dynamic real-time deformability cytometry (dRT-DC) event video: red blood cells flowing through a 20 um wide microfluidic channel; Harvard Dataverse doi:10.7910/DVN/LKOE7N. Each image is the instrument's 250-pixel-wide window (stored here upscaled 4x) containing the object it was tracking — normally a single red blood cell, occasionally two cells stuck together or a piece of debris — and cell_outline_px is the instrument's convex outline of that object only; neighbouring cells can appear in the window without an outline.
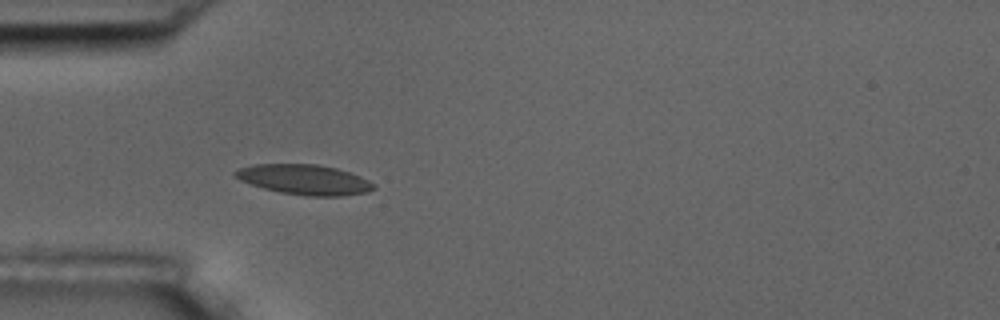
{"species": "common noctule bat (a hibernating species)", "species_latin": "Nyctalus noctula", "temperature_condition": "room temperature", "stored_images_in_passage": 54, "camera_frame_rate_fps": 3000, "um_per_image_px": 0.085, "animal": {"sex": "male", "body_mass_g": 17.5, "forearm_length_mm": 52.3}, "frame": {"image": 1, "passage_image": 16, "time_ms": 5.0, "image_size_px": [1000, 320], "cell_outline_px": [[376, 188], [368, 192], [340, 196], [304, 196], [280, 192], [264, 188], [240, 180], [232, 176], [232, 172], [240, 168], [252, 164], [316, 164], [336, 168], [348, 172], [368, 180], [376, 184]], "centroid_in_image_um": [25.86, 15.27], "position_along_channel_um": 59.1, "area_um2": 24.28}}
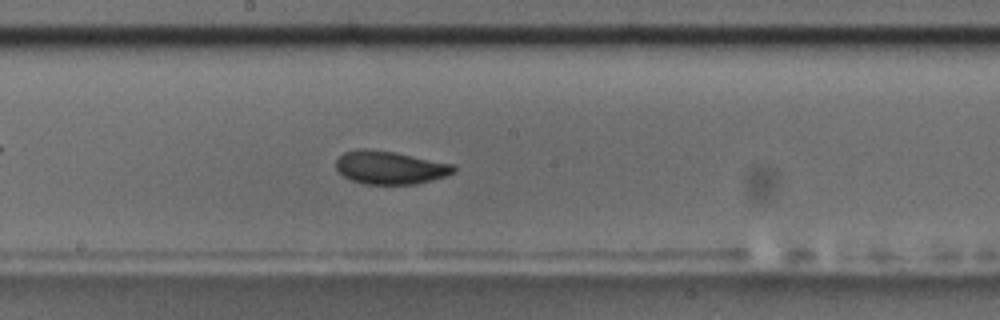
{"frame": {"image": 2, "passage_image": 29, "time_ms": 9.333, "image_size_px": [1000, 320], "cell_outline_px": [[456, 172], [448, 176], [416, 184], [364, 184], [352, 180], [344, 176], [336, 168], [336, 160], [344, 152], [356, 148], [364, 148], [396, 152], [456, 164]], "centroid_in_image_um": [33.2, 14.23], "position_along_channel_um": 215.0, "area_um2": 23.06}}
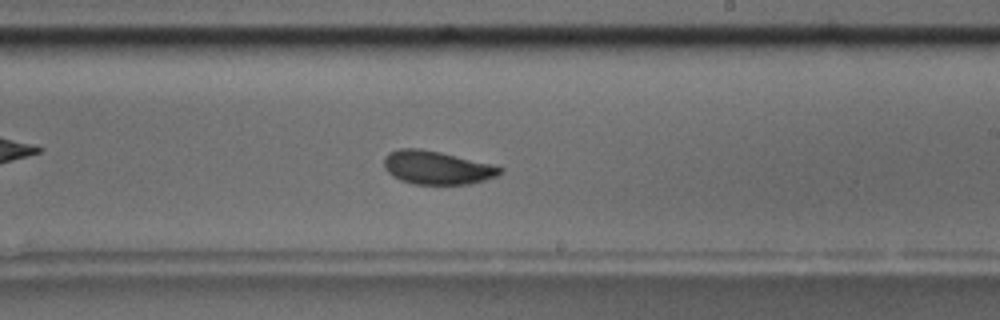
{"frame": {"image": 3, "passage_image": 32, "time_ms": 10.333, "image_size_px": [1000, 320], "cell_outline_px": [[504, 172], [496, 176], [484, 180], [468, 184], [412, 184], [400, 180], [392, 176], [384, 168], [384, 156], [388, 152], [400, 148], [420, 148], [440, 152], [492, 164], [504, 168]], "centroid_in_image_um": [37.12, 14.24], "position_along_channel_um": 251.9, "area_um2": 22.72}, "authors_computed_cell_mechanics": {"area_um2": 22.6865, "velocity_mm_per_s": 3.6838, "shape_relaxation_time_tau1_ms": 4.9204, "shape_relaxation_time_tau2_ms": 1.6054, "deformation_change_tau1": 0.118, "deformation_change_tau2": 0.0675}}